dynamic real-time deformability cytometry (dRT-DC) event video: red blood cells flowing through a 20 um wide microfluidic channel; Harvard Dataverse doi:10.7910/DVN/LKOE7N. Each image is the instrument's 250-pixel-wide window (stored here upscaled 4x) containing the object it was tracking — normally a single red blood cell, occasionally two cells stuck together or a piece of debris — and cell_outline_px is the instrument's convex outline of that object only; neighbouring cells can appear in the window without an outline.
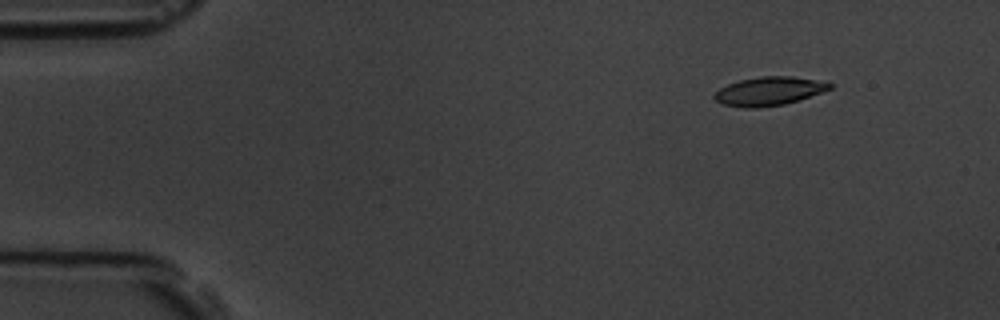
{"species": "common noctule bat (a hibernating species)", "species_latin": "Nyctalus noctula", "temperature_condition": "room temperature", "stored_images_in_passage": 5, "camera_frame_rate_fps": 3000, "um_per_image_px": 0.085, "animal": {"sex": "male", "body_mass_g": 19.5, "forearm_length_mm": 54.6}, "frame": {"image": 1, "passage_image": 2, "time_ms": 1.333, "image_size_px": [1000, 320], "cell_outline_px": [[832, 88], [800, 100], [784, 104], [756, 108], [744, 108], [724, 104], [716, 100], [712, 96], [720, 88], [728, 84], [740, 80], [760, 76], [792, 76], [816, 80], [832, 84]], "centroid_in_image_um": [65.35, 7.75], "position_along_channel_um": 19.6, "area_um2": 19.13}}
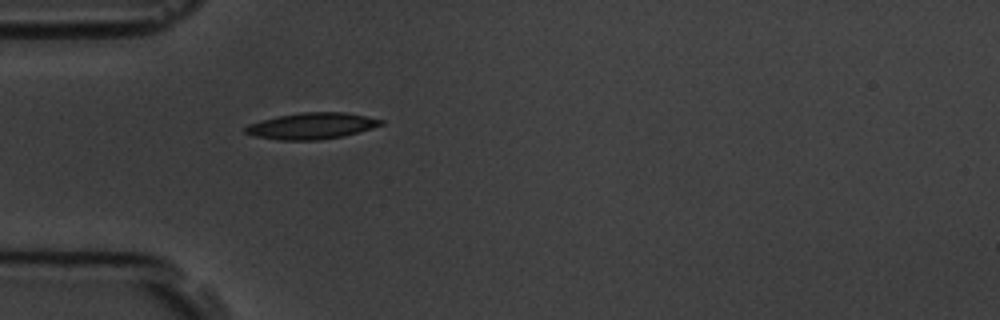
{"frame": {"image": 2, "passage_image": 5, "time_ms": 4.667, "image_size_px": [1000, 320], "cell_outline_px": [[384, 124], [372, 128], [344, 136], [316, 140], [280, 140], [252, 136], [244, 132], [244, 128], [248, 124], [260, 120], [300, 112], [344, 112], [384, 120]], "centroid_in_image_um": [26.46, 10.7], "position_along_channel_um": 58.5, "area_um2": 20.75}}